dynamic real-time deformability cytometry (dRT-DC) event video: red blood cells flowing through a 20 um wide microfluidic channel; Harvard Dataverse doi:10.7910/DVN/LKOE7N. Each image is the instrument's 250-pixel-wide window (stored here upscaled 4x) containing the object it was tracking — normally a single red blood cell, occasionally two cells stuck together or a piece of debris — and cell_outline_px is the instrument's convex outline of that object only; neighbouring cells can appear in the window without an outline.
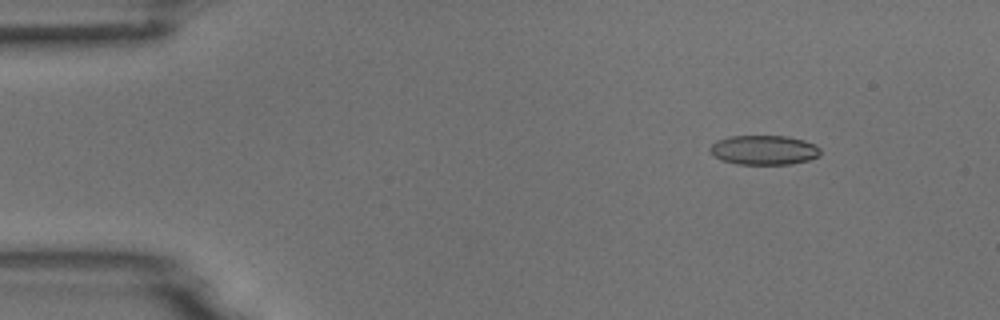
{"species": "common noctule bat (a hibernating species)", "species_latin": "Nyctalus noctula", "temperature_condition": "room temperature", "stored_images_in_passage": 5, "camera_frame_rate_fps": 3000, "um_per_image_px": 0.085, "animal": {"sex": "male", "body_mass_g": 18.8}, "frame": {"image": 1, "passage_image": 2, "time_ms": 1.333, "image_size_px": [1000, 320], "cell_outline_px": [[820, 156], [808, 160], [788, 164], [736, 164], [720, 160], [712, 156], [708, 148], [716, 140], [728, 136], [788, 136], [804, 140], [816, 144], [820, 148]], "centroid_in_image_um": [64.9, 12.75], "position_along_channel_um": 20.1, "area_um2": 19.25}}
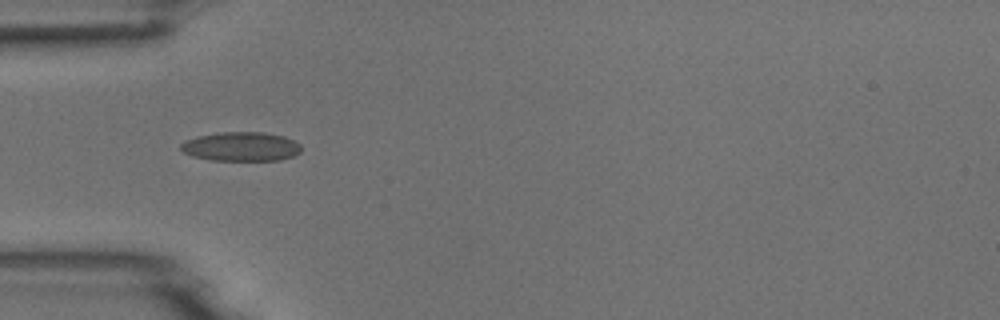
{"frame": {"image": 2, "passage_image": 5, "time_ms": 4.667, "image_size_px": [1000, 320], "cell_outline_px": [[300, 152], [292, 156], [280, 160], [208, 160], [192, 156], [184, 152], [180, 148], [180, 144], [184, 140], [196, 136], [220, 132], [264, 132], [284, 136], [300, 144]], "centroid_in_image_um": [20.45, 12.45], "position_along_channel_um": 64.5, "area_um2": 20.52}}